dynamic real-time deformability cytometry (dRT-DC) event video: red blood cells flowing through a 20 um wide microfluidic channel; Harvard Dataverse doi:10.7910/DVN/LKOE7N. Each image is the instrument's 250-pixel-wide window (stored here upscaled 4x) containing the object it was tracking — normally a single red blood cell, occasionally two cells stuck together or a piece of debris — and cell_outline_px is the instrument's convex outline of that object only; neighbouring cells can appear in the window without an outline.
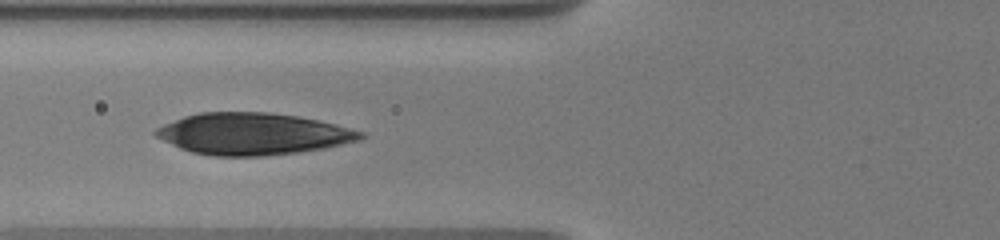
{"species": "human", "species_latin": "Homo sapiens", "temperature_condition": "warm", "stored_images_in_passage": 24, "camera_frame_rate_fps": 3000, "um_per_image_px": 0.085, "donor": {"sex": "male"}, "frame": {"image": 1, "passage_image": 3, "time_ms": 2.333, "image_size_px": [1000, 240], "cell_outline_px": [[368, 136], [360, 140], [324, 148], [300, 152], [260, 156], [212, 156], [192, 152], [180, 148], [156, 136], [152, 132], [156, 128], [164, 124], [184, 116], [200, 112], [268, 112], [296, 116], [336, 124], [364, 132]], "centroid_in_image_um": [21.51, 11.38], "position_along_channel_um": 104.3, "area_um2": 49.71}}
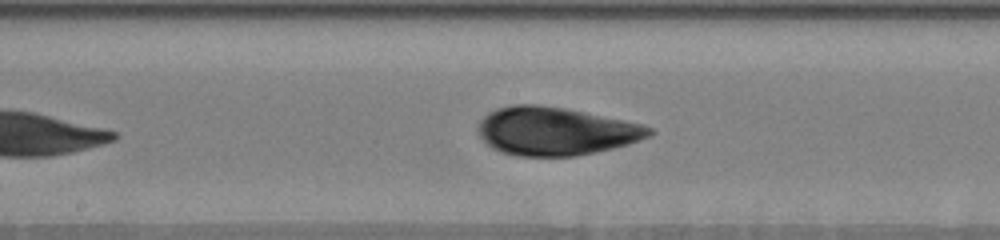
{"frame": {"image": 2, "passage_image": 8, "time_ms": 5.0, "image_size_px": [1000, 240], "cell_outline_px": [[656, 132], [648, 136], [628, 144], [612, 148], [576, 156], [516, 156], [492, 148], [480, 136], [476, 128], [480, 120], [488, 112], [496, 108], [512, 104], [536, 104], [564, 108], [640, 124], [652, 128]], "centroid_in_image_um": [47.17, 11.15], "position_along_channel_um": 201.0, "area_um2": 47.74}}
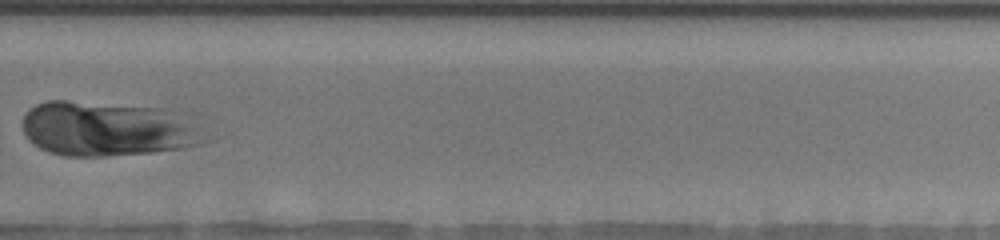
{"frame": {"image": 3, "passage_image": 15, "time_ms": 8.333, "image_size_px": [1000, 240], "cell_outline_px": [[212, 140], [200, 144], [184, 148], [152, 152], [104, 156], [64, 156], [40, 148], [32, 144], [28, 140], [24, 132], [24, 116], [36, 104], [44, 100], [64, 100], [172, 108], [196, 112]], "centroid_in_image_um": [9.41, 10.92], "position_along_channel_um": 320.4, "area_um2": 60.52}}